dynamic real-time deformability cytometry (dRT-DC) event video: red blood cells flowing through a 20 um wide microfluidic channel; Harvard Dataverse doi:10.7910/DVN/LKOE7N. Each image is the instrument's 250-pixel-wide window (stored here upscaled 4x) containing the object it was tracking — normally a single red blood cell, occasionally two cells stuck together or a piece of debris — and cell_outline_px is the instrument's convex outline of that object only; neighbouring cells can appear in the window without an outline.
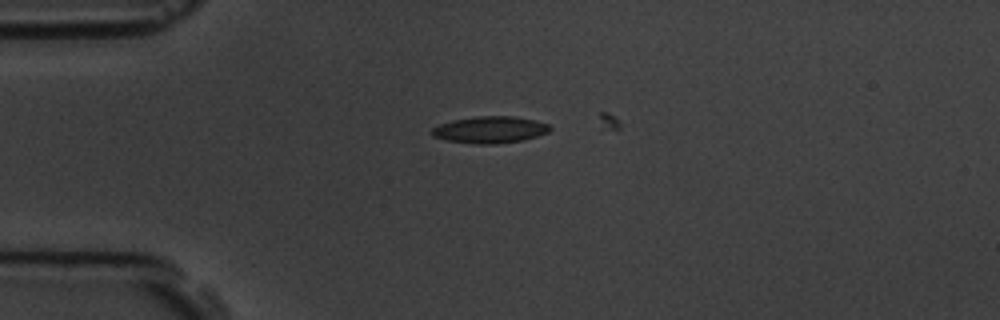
{"species": "common noctule bat (a hibernating species)", "species_latin": "Nyctalus noctula", "temperature_condition": "room temperature", "stored_images_in_passage": 3, "camera_frame_rate_fps": 3000, "um_per_image_px": 0.085, "animal": {"sex": "male", "body_mass_g": 19.5, "forearm_length_mm": 54.6}, "frame": {"image": 1, "passage_image": 1, "time_ms": 0.0, "image_size_px": [1000, 320], "cell_outline_px": [[552, 128], [548, 132], [524, 140], [496, 144], [476, 144], [448, 140], [432, 136], [432, 128], [440, 124], [452, 120], [476, 116], [512, 116], [536, 120], [548, 124]], "centroid_in_image_um": [41.66, 11.02], "position_along_channel_um": 43.3, "area_um2": 18.38}}